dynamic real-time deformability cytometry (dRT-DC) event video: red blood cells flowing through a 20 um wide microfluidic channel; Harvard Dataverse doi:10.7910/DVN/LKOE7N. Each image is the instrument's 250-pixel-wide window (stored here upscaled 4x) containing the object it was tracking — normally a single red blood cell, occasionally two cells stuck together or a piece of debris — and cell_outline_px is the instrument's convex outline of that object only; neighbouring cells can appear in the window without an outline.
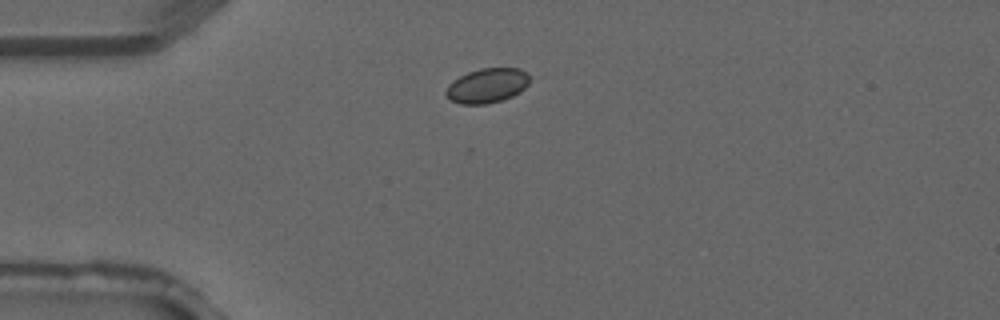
{"species": "common noctule bat (a hibernating species)", "species_latin": "Nyctalus noctula", "temperature_condition": "warm", "stored_images_in_passage": 2, "camera_frame_rate_fps": 3000, "um_per_image_px": 0.085, "animal": {"sex": "male", "forearm_length_mm": 52.5}, "frame": {"image": 1, "passage_image": 2, "time_ms": 0.333, "image_size_px": [1000, 320], "cell_outline_px": [[528, 84], [520, 92], [512, 96], [488, 104], [460, 104], [448, 100], [444, 92], [448, 84], [460, 76], [468, 72], [480, 68], [520, 68], [528, 72]], "centroid_in_image_um": [41.37, 7.28], "position_along_channel_um": 43.6, "area_um2": 16.99}}